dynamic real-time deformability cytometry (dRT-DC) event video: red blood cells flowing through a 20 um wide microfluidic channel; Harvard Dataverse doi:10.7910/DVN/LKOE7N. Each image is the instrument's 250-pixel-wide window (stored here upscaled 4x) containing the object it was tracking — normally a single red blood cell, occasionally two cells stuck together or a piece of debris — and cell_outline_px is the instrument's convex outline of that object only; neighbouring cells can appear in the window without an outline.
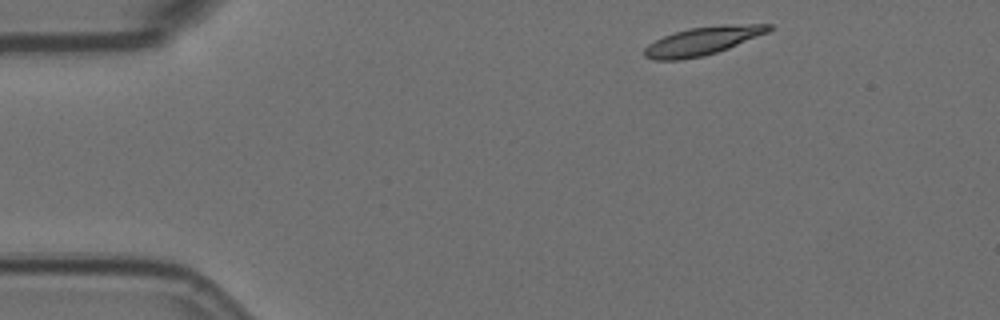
{"species": "Egyptian fruit bat (a non-hibernating species)", "species_latin": "Rousettus aegyptiacus", "temperature_condition": "room temperature", "stored_images_in_passage": 3, "camera_frame_rate_fps": 3000, "um_per_image_px": 0.085, "animal": {"sex": "female"}, "frame": {"image": 1, "passage_image": 1, "time_ms": 0.0, "image_size_px": [1000, 320], "cell_outline_px": [[772, 28], [768, 32], [728, 48], [704, 56], [680, 60], [652, 60], [644, 56], [644, 48], [648, 44], [664, 36], [688, 28], [720, 24], [772, 24]], "centroid_in_image_um": [59.7, 3.47], "position_along_channel_um": 25.3, "area_um2": 20.46}}